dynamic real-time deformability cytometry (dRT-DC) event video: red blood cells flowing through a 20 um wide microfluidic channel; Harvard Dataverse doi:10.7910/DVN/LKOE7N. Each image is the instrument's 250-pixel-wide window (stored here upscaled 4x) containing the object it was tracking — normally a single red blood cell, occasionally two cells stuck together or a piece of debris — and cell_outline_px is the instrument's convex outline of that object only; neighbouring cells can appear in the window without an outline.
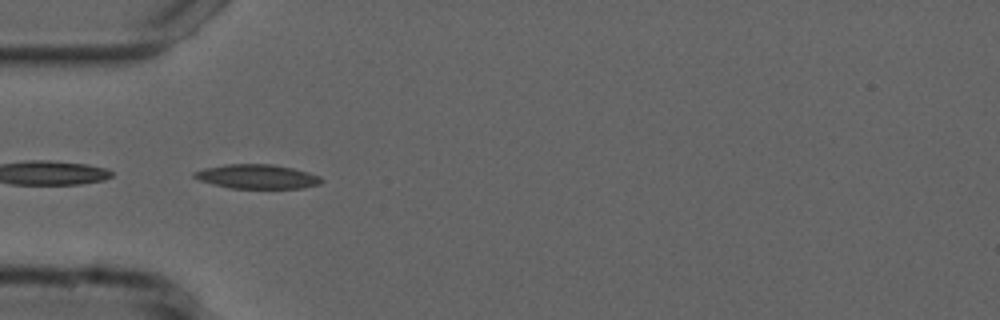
{"species": "common noctule bat (a hibernating species)", "species_latin": "Nyctalus noctula", "temperature_condition": "cold", "stored_images_in_passage": 39, "camera_frame_rate_fps": 3000, "um_per_image_px": 0.085, "animal": {"sex": "male", "forearm_length_mm": 52.5}, "frame": {"image": 1, "passage_image": 1, "time_ms": 0.0, "image_size_px": [1000, 320], "cell_outline_px": [[324, 180], [320, 184], [304, 188], [232, 188], [212, 184], [200, 180], [192, 176], [192, 172], [204, 168], [224, 164], [272, 164], [292, 168], [308, 172], [320, 176]], "centroid_in_image_um": [21.85, 15.0], "position_along_channel_um": 63.1, "area_um2": 18.03}, "authors_computed_cell_mechanics": {"area_um2": 16.0684, "velocity_mm_per_s": 3.7444, "shape_relaxation_time_tau1_ms": 9.7389, "shape_relaxation_time_tau2_ms": null, "deformation_change_tau1": 0.2088, "deformation_change_tau2": null}}